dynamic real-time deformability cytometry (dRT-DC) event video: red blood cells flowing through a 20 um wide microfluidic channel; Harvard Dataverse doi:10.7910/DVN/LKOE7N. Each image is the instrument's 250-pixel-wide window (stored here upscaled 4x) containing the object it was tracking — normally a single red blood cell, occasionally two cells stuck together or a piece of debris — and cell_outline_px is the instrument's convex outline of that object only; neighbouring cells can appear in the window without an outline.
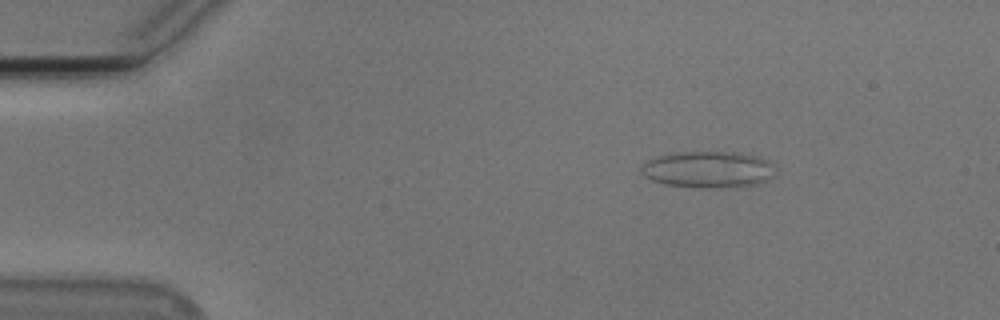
{"species": "Egyptian fruit bat (a non-hibernating species)", "species_latin": "Rousettus aegyptiacus", "temperature_condition": "cold", "stored_images_in_passage": 55, "camera_frame_rate_fps": 3000, "um_per_image_px": 0.085, "animal": {"sex": "male"}, "frame": {"image": 1, "passage_image": 9, "time_ms": 2.667, "image_size_px": [1000, 320], "cell_outline_px": [[776, 176], [768, 180], [756, 184], [720, 188], [700, 188], [664, 184], [652, 180], [644, 176], [640, 172], [640, 168], [648, 160], [660, 156], [676, 152], [736, 152], [756, 156], [764, 160], [776, 172]], "centroid_in_image_um": [60.17, 14.42], "position_along_channel_um": 24.8, "area_um2": 28.44}}
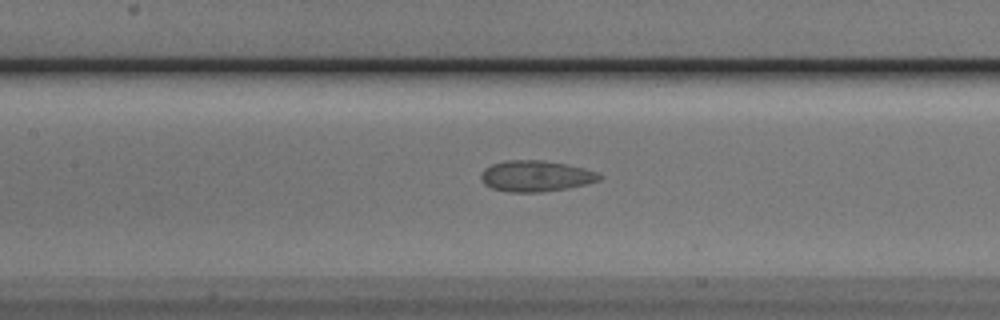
{"frame": {"image": 2, "passage_image": 26, "time_ms": 8.333, "image_size_px": [1000, 320], "cell_outline_px": [[604, 176], [600, 180], [568, 188], [540, 192], [508, 192], [492, 188], [484, 184], [480, 180], [480, 172], [484, 168], [492, 164], [504, 160], [544, 160], [584, 168], [600, 172]], "centroid_in_image_um": [45.52, 14.96], "position_along_channel_um": 161.9, "area_um2": 21.62}}
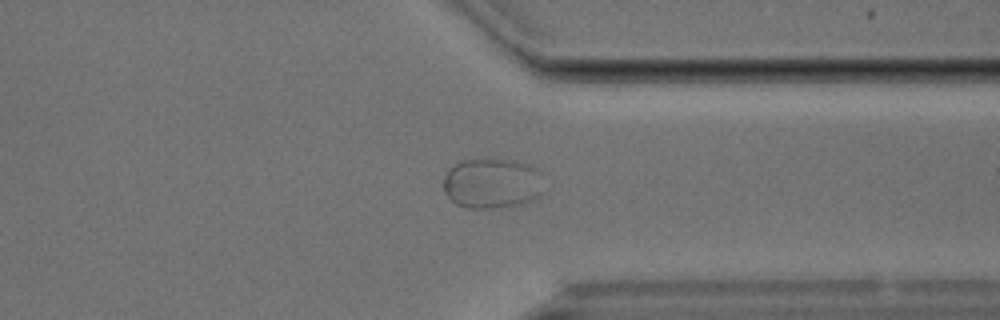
{"frame": {"image": 3, "passage_image": 43, "time_ms": 14.0, "image_size_px": [1000, 320], "cell_outline_px": [[544, 192], [540, 196], [532, 200], [520, 204], [500, 208], [464, 208], [456, 204], [444, 192], [444, 176], [448, 168], [452, 164], [460, 160], [512, 160], [536, 168], [540, 172]], "centroid_in_image_um": [41.81, 15.6], "position_along_channel_um": 369.6, "area_um2": 29.65}}